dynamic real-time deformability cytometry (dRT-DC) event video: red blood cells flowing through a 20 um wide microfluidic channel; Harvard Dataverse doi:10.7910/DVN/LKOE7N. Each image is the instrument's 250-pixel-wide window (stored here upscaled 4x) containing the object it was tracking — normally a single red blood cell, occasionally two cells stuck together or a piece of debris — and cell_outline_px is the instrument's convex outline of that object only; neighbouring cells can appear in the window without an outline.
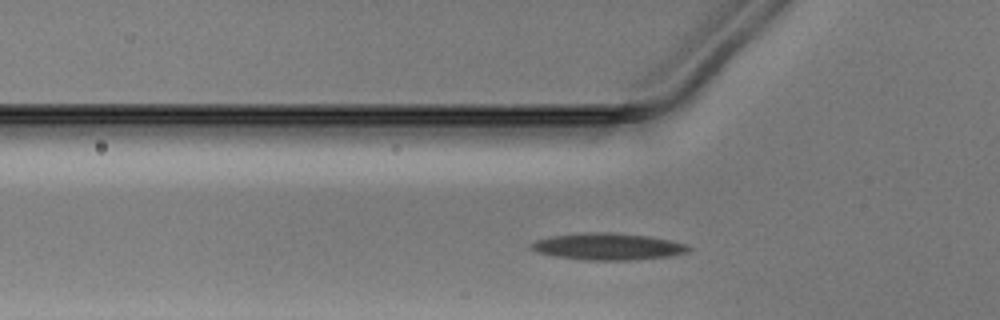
{"species": "Egyptian fruit bat (a non-hibernating species)", "species_latin": "Rousettus aegyptiacus", "temperature_condition": "warm", "stored_images_in_passage": 31, "camera_frame_rate_fps": 3000, "um_per_image_px": 0.085, "animal": {"sex": "male"}, "frame": {"image": 1, "passage_image": 7, "time_ms": 2.0, "image_size_px": [1000, 320], "cell_outline_px": [[692, 248], [688, 252], [668, 256], [632, 260], [584, 260], [556, 256], [536, 252], [528, 244], [536, 240], [548, 236], [584, 232], [608, 232], [648, 236], [688, 244]], "centroid_in_image_um": [51.64, 20.95], "position_along_channel_um": 74.2, "area_um2": 24.62}}
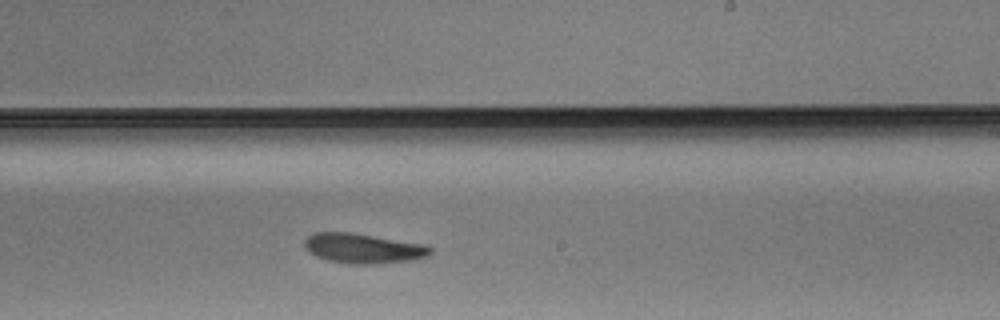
{"frame": {"image": 2, "passage_image": 21, "time_ms": 6.667, "image_size_px": [1000, 320], "cell_outline_px": [[432, 252], [428, 256], [412, 260], [380, 264], [348, 264], [328, 260], [316, 256], [308, 252], [304, 244], [304, 240], [308, 236], [316, 232], [352, 232], [424, 244], [432, 248]], "centroid_in_image_um": [30.87, 21.11], "position_along_channel_um": 258.1, "area_um2": 22.08}}
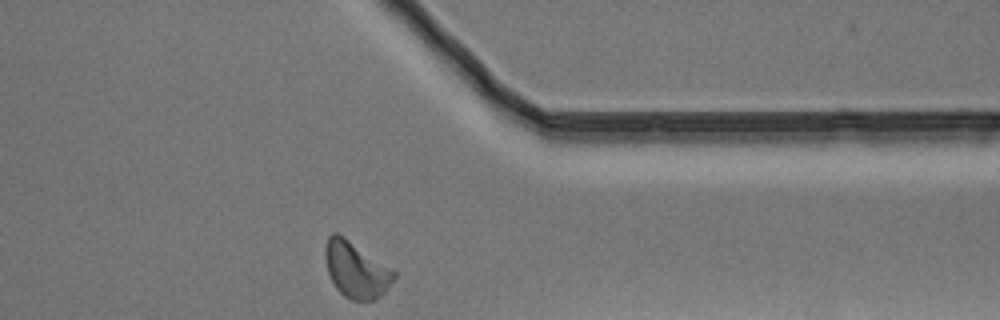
{"frame": {"image": 3, "passage_image": 31, "time_ms": 10.0, "image_size_px": [1000, 320], "cell_outline_px": [[396, 276], [388, 288], [376, 300], [352, 300], [344, 296], [336, 288], [328, 272], [324, 256], [324, 248], [328, 236], [332, 232], [336, 232], [344, 236], [396, 272]], "centroid_in_image_um": [30.24, 22.92], "position_along_channel_um": 381.2, "area_um2": 22.31}}